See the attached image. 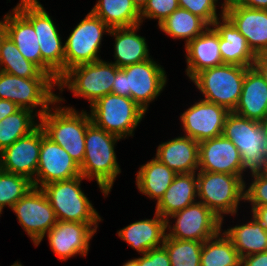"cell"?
<instances>
[{
    "mask_svg": "<svg viewBox=\"0 0 267 266\" xmlns=\"http://www.w3.org/2000/svg\"><path fill=\"white\" fill-rule=\"evenodd\" d=\"M41 148V126L0 152L1 170L34 182Z\"/></svg>",
    "mask_w": 267,
    "mask_h": 266,
    "instance_id": "18",
    "label": "cell"
},
{
    "mask_svg": "<svg viewBox=\"0 0 267 266\" xmlns=\"http://www.w3.org/2000/svg\"><path fill=\"white\" fill-rule=\"evenodd\" d=\"M97 228L98 225L88 223L57 221L46 234L54 254L60 261H66L76 255L87 256Z\"/></svg>",
    "mask_w": 267,
    "mask_h": 266,
    "instance_id": "17",
    "label": "cell"
},
{
    "mask_svg": "<svg viewBox=\"0 0 267 266\" xmlns=\"http://www.w3.org/2000/svg\"><path fill=\"white\" fill-rule=\"evenodd\" d=\"M151 219L138 220L117 231L118 237L139 254L163 246L166 236V219L157 212Z\"/></svg>",
    "mask_w": 267,
    "mask_h": 266,
    "instance_id": "25",
    "label": "cell"
},
{
    "mask_svg": "<svg viewBox=\"0 0 267 266\" xmlns=\"http://www.w3.org/2000/svg\"><path fill=\"white\" fill-rule=\"evenodd\" d=\"M251 212V215L257 219L267 231V206H256Z\"/></svg>",
    "mask_w": 267,
    "mask_h": 266,
    "instance_id": "44",
    "label": "cell"
},
{
    "mask_svg": "<svg viewBox=\"0 0 267 266\" xmlns=\"http://www.w3.org/2000/svg\"><path fill=\"white\" fill-rule=\"evenodd\" d=\"M0 71L20 78H52L28 61L9 37L0 49Z\"/></svg>",
    "mask_w": 267,
    "mask_h": 266,
    "instance_id": "35",
    "label": "cell"
},
{
    "mask_svg": "<svg viewBox=\"0 0 267 266\" xmlns=\"http://www.w3.org/2000/svg\"><path fill=\"white\" fill-rule=\"evenodd\" d=\"M233 113L259 122L267 117V82L254 66L246 70L242 92Z\"/></svg>",
    "mask_w": 267,
    "mask_h": 266,
    "instance_id": "23",
    "label": "cell"
},
{
    "mask_svg": "<svg viewBox=\"0 0 267 266\" xmlns=\"http://www.w3.org/2000/svg\"><path fill=\"white\" fill-rule=\"evenodd\" d=\"M170 218L176 220L173 226ZM166 231L171 238L204 242L223 231L222 220L202 202L196 201L167 217Z\"/></svg>",
    "mask_w": 267,
    "mask_h": 266,
    "instance_id": "13",
    "label": "cell"
},
{
    "mask_svg": "<svg viewBox=\"0 0 267 266\" xmlns=\"http://www.w3.org/2000/svg\"><path fill=\"white\" fill-rule=\"evenodd\" d=\"M222 135L230 139L241 154V178L246 170L250 175L263 173L267 163V137L261 122L230 112Z\"/></svg>",
    "mask_w": 267,
    "mask_h": 266,
    "instance_id": "5",
    "label": "cell"
},
{
    "mask_svg": "<svg viewBox=\"0 0 267 266\" xmlns=\"http://www.w3.org/2000/svg\"><path fill=\"white\" fill-rule=\"evenodd\" d=\"M224 15L245 37L255 55L267 52V10L233 6Z\"/></svg>",
    "mask_w": 267,
    "mask_h": 266,
    "instance_id": "20",
    "label": "cell"
},
{
    "mask_svg": "<svg viewBox=\"0 0 267 266\" xmlns=\"http://www.w3.org/2000/svg\"><path fill=\"white\" fill-rule=\"evenodd\" d=\"M108 27L91 11L81 20L64 42V74L71 68L101 60L98 55L102 37L109 34Z\"/></svg>",
    "mask_w": 267,
    "mask_h": 266,
    "instance_id": "12",
    "label": "cell"
},
{
    "mask_svg": "<svg viewBox=\"0 0 267 266\" xmlns=\"http://www.w3.org/2000/svg\"><path fill=\"white\" fill-rule=\"evenodd\" d=\"M229 113L226 108L204 99L195 102L180 115L184 136L197 142L221 136Z\"/></svg>",
    "mask_w": 267,
    "mask_h": 266,
    "instance_id": "16",
    "label": "cell"
},
{
    "mask_svg": "<svg viewBox=\"0 0 267 266\" xmlns=\"http://www.w3.org/2000/svg\"><path fill=\"white\" fill-rule=\"evenodd\" d=\"M91 12L111 29L142 24L132 0H98Z\"/></svg>",
    "mask_w": 267,
    "mask_h": 266,
    "instance_id": "31",
    "label": "cell"
},
{
    "mask_svg": "<svg viewBox=\"0 0 267 266\" xmlns=\"http://www.w3.org/2000/svg\"><path fill=\"white\" fill-rule=\"evenodd\" d=\"M120 139L122 138L106 132L93 123L86 129L85 157L80 172L85 179L91 181L95 178L105 198L121 173L114 149Z\"/></svg>",
    "mask_w": 267,
    "mask_h": 266,
    "instance_id": "2",
    "label": "cell"
},
{
    "mask_svg": "<svg viewBox=\"0 0 267 266\" xmlns=\"http://www.w3.org/2000/svg\"><path fill=\"white\" fill-rule=\"evenodd\" d=\"M262 174H263L265 177H267V163H266L265 169H264V171H263Z\"/></svg>",
    "mask_w": 267,
    "mask_h": 266,
    "instance_id": "52",
    "label": "cell"
},
{
    "mask_svg": "<svg viewBox=\"0 0 267 266\" xmlns=\"http://www.w3.org/2000/svg\"><path fill=\"white\" fill-rule=\"evenodd\" d=\"M62 101H65L64 98L58 94L54 107L51 106L37 122H40L45 135L59 144L81 166L85 157L86 129L92 123L91 118L86 110L78 112L70 106H59Z\"/></svg>",
    "mask_w": 267,
    "mask_h": 266,
    "instance_id": "1",
    "label": "cell"
},
{
    "mask_svg": "<svg viewBox=\"0 0 267 266\" xmlns=\"http://www.w3.org/2000/svg\"><path fill=\"white\" fill-rule=\"evenodd\" d=\"M264 129H265V132H266V137H267V117L261 122Z\"/></svg>",
    "mask_w": 267,
    "mask_h": 266,
    "instance_id": "51",
    "label": "cell"
},
{
    "mask_svg": "<svg viewBox=\"0 0 267 266\" xmlns=\"http://www.w3.org/2000/svg\"><path fill=\"white\" fill-rule=\"evenodd\" d=\"M178 8V0H147L140 11L141 23L147 18L156 19L159 25Z\"/></svg>",
    "mask_w": 267,
    "mask_h": 266,
    "instance_id": "38",
    "label": "cell"
},
{
    "mask_svg": "<svg viewBox=\"0 0 267 266\" xmlns=\"http://www.w3.org/2000/svg\"><path fill=\"white\" fill-rule=\"evenodd\" d=\"M35 117L39 116L26 108H19L15 113L0 121V152L18 139L27 136L40 124Z\"/></svg>",
    "mask_w": 267,
    "mask_h": 266,
    "instance_id": "34",
    "label": "cell"
},
{
    "mask_svg": "<svg viewBox=\"0 0 267 266\" xmlns=\"http://www.w3.org/2000/svg\"><path fill=\"white\" fill-rule=\"evenodd\" d=\"M15 8L33 25L41 52V71L57 83L64 75L65 47L59 30L38 0H20Z\"/></svg>",
    "mask_w": 267,
    "mask_h": 266,
    "instance_id": "3",
    "label": "cell"
},
{
    "mask_svg": "<svg viewBox=\"0 0 267 266\" xmlns=\"http://www.w3.org/2000/svg\"><path fill=\"white\" fill-rule=\"evenodd\" d=\"M197 197V173L176 174L163 197L156 203L155 212L167 219L171 214L198 201Z\"/></svg>",
    "mask_w": 267,
    "mask_h": 266,
    "instance_id": "27",
    "label": "cell"
},
{
    "mask_svg": "<svg viewBox=\"0 0 267 266\" xmlns=\"http://www.w3.org/2000/svg\"><path fill=\"white\" fill-rule=\"evenodd\" d=\"M241 154L223 135L199 142L198 171L216 172L241 177Z\"/></svg>",
    "mask_w": 267,
    "mask_h": 266,
    "instance_id": "19",
    "label": "cell"
},
{
    "mask_svg": "<svg viewBox=\"0 0 267 266\" xmlns=\"http://www.w3.org/2000/svg\"><path fill=\"white\" fill-rule=\"evenodd\" d=\"M134 259L138 266H171L168 252L164 246L153 248L142 254L141 257Z\"/></svg>",
    "mask_w": 267,
    "mask_h": 266,
    "instance_id": "41",
    "label": "cell"
},
{
    "mask_svg": "<svg viewBox=\"0 0 267 266\" xmlns=\"http://www.w3.org/2000/svg\"><path fill=\"white\" fill-rule=\"evenodd\" d=\"M11 266H23L20 262L16 261L15 263H13Z\"/></svg>",
    "mask_w": 267,
    "mask_h": 266,
    "instance_id": "53",
    "label": "cell"
},
{
    "mask_svg": "<svg viewBox=\"0 0 267 266\" xmlns=\"http://www.w3.org/2000/svg\"><path fill=\"white\" fill-rule=\"evenodd\" d=\"M166 83L164 68L151 58L119 68L111 93L131 98L147 112L149 104L160 95Z\"/></svg>",
    "mask_w": 267,
    "mask_h": 266,
    "instance_id": "4",
    "label": "cell"
},
{
    "mask_svg": "<svg viewBox=\"0 0 267 266\" xmlns=\"http://www.w3.org/2000/svg\"><path fill=\"white\" fill-rule=\"evenodd\" d=\"M82 175L70 180L52 182L41 187L54 209L58 221L98 225L99 213L81 189Z\"/></svg>",
    "mask_w": 267,
    "mask_h": 266,
    "instance_id": "7",
    "label": "cell"
},
{
    "mask_svg": "<svg viewBox=\"0 0 267 266\" xmlns=\"http://www.w3.org/2000/svg\"><path fill=\"white\" fill-rule=\"evenodd\" d=\"M185 51L186 75L190 80L205 69L224 64L219 49V33L213 26L191 40Z\"/></svg>",
    "mask_w": 267,
    "mask_h": 266,
    "instance_id": "21",
    "label": "cell"
},
{
    "mask_svg": "<svg viewBox=\"0 0 267 266\" xmlns=\"http://www.w3.org/2000/svg\"><path fill=\"white\" fill-rule=\"evenodd\" d=\"M209 26L205 20L181 7L158 25L161 31L173 39H184V46L203 33Z\"/></svg>",
    "mask_w": 267,
    "mask_h": 266,
    "instance_id": "32",
    "label": "cell"
},
{
    "mask_svg": "<svg viewBox=\"0 0 267 266\" xmlns=\"http://www.w3.org/2000/svg\"><path fill=\"white\" fill-rule=\"evenodd\" d=\"M163 246L168 252L171 266H200L203 242L178 240L166 235Z\"/></svg>",
    "mask_w": 267,
    "mask_h": 266,
    "instance_id": "36",
    "label": "cell"
},
{
    "mask_svg": "<svg viewBox=\"0 0 267 266\" xmlns=\"http://www.w3.org/2000/svg\"><path fill=\"white\" fill-rule=\"evenodd\" d=\"M8 37L7 25H6V14L3 20L0 21V49L2 48L3 42Z\"/></svg>",
    "mask_w": 267,
    "mask_h": 266,
    "instance_id": "47",
    "label": "cell"
},
{
    "mask_svg": "<svg viewBox=\"0 0 267 266\" xmlns=\"http://www.w3.org/2000/svg\"><path fill=\"white\" fill-rule=\"evenodd\" d=\"M253 181L249 186H246L244 190V202L251 203V210L256 206H267V177L262 173L251 176Z\"/></svg>",
    "mask_w": 267,
    "mask_h": 266,
    "instance_id": "40",
    "label": "cell"
},
{
    "mask_svg": "<svg viewBox=\"0 0 267 266\" xmlns=\"http://www.w3.org/2000/svg\"><path fill=\"white\" fill-rule=\"evenodd\" d=\"M33 187L28 178L0 170V211L6 206L11 209Z\"/></svg>",
    "mask_w": 267,
    "mask_h": 266,
    "instance_id": "37",
    "label": "cell"
},
{
    "mask_svg": "<svg viewBox=\"0 0 267 266\" xmlns=\"http://www.w3.org/2000/svg\"><path fill=\"white\" fill-rule=\"evenodd\" d=\"M56 86L53 78H20L0 71V99L33 112L39 106L35 110L39 118L58 100L53 90Z\"/></svg>",
    "mask_w": 267,
    "mask_h": 266,
    "instance_id": "11",
    "label": "cell"
},
{
    "mask_svg": "<svg viewBox=\"0 0 267 266\" xmlns=\"http://www.w3.org/2000/svg\"><path fill=\"white\" fill-rule=\"evenodd\" d=\"M20 107L10 100L0 99V121L15 113Z\"/></svg>",
    "mask_w": 267,
    "mask_h": 266,
    "instance_id": "43",
    "label": "cell"
},
{
    "mask_svg": "<svg viewBox=\"0 0 267 266\" xmlns=\"http://www.w3.org/2000/svg\"><path fill=\"white\" fill-rule=\"evenodd\" d=\"M245 181L238 175L197 171L198 199L218 218L236 216L240 202L244 201Z\"/></svg>",
    "mask_w": 267,
    "mask_h": 266,
    "instance_id": "6",
    "label": "cell"
},
{
    "mask_svg": "<svg viewBox=\"0 0 267 266\" xmlns=\"http://www.w3.org/2000/svg\"><path fill=\"white\" fill-rule=\"evenodd\" d=\"M218 0H178L179 7L190 11L205 20L210 26L218 18L217 14V4Z\"/></svg>",
    "mask_w": 267,
    "mask_h": 266,
    "instance_id": "39",
    "label": "cell"
},
{
    "mask_svg": "<svg viewBox=\"0 0 267 266\" xmlns=\"http://www.w3.org/2000/svg\"><path fill=\"white\" fill-rule=\"evenodd\" d=\"M254 67L261 73L267 82V52L256 55Z\"/></svg>",
    "mask_w": 267,
    "mask_h": 266,
    "instance_id": "45",
    "label": "cell"
},
{
    "mask_svg": "<svg viewBox=\"0 0 267 266\" xmlns=\"http://www.w3.org/2000/svg\"><path fill=\"white\" fill-rule=\"evenodd\" d=\"M176 174L154 157L140 166L136 175V185L142 195L155 199L158 203L173 182Z\"/></svg>",
    "mask_w": 267,
    "mask_h": 266,
    "instance_id": "29",
    "label": "cell"
},
{
    "mask_svg": "<svg viewBox=\"0 0 267 266\" xmlns=\"http://www.w3.org/2000/svg\"><path fill=\"white\" fill-rule=\"evenodd\" d=\"M200 266H241V257L231 240L220 231L203 242Z\"/></svg>",
    "mask_w": 267,
    "mask_h": 266,
    "instance_id": "33",
    "label": "cell"
},
{
    "mask_svg": "<svg viewBox=\"0 0 267 266\" xmlns=\"http://www.w3.org/2000/svg\"><path fill=\"white\" fill-rule=\"evenodd\" d=\"M155 158L177 174L197 172L199 142L184 135L175 137L158 145Z\"/></svg>",
    "mask_w": 267,
    "mask_h": 266,
    "instance_id": "22",
    "label": "cell"
},
{
    "mask_svg": "<svg viewBox=\"0 0 267 266\" xmlns=\"http://www.w3.org/2000/svg\"><path fill=\"white\" fill-rule=\"evenodd\" d=\"M248 68L224 63L199 72L191 81L203 94L204 100L233 112L239 101Z\"/></svg>",
    "mask_w": 267,
    "mask_h": 266,
    "instance_id": "8",
    "label": "cell"
},
{
    "mask_svg": "<svg viewBox=\"0 0 267 266\" xmlns=\"http://www.w3.org/2000/svg\"><path fill=\"white\" fill-rule=\"evenodd\" d=\"M132 1L139 11H141L144 8L145 4L147 3V0H132Z\"/></svg>",
    "mask_w": 267,
    "mask_h": 266,
    "instance_id": "49",
    "label": "cell"
},
{
    "mask_svg": "<svg viewBox=\"0 0 267 266\" xmlns=\"http://www.w3.org/2000/svg\"><path fill=\"white\" fill-rule=\"evenodd\" d=\"M241 266H267V251L242 257Z\"/></svg>",
    "mask_w": 267,
    "mask_h": 266,
    "instance_id": "42",
    "label": "cell"
},
{
    "mask_svg": "<svg viewBox=\"0 0 267 266\" xmlns=\"http://www.w3.org/2000/svg\"><path fill=\"white\" fill-rule=\"evenodd\" d=\"M221 20L217 19L213 27L219 33V49L223 63L253 67L256 55L248 47L245 37L236 29L221 9Z\"/></svg>",
    "mask_w": 267,
    "mask_h": 266,
    "instance_id": "24",
    "label": "cell"
},
{
    "mask_svg": "<svg viewBox=\"0 0 267 266\" xmlns=\"http://www.w3.org/2000/svg\"><path fill=\"white\" fill-rule=\"evenodd\" d=\"M11 210L36 247L58 221L47 196L38 187L30 189Z\"/></svg>",
    "mask_w": 267,
    "mask_h": 266,
    "instance_id": "14",
    "label": "cell"
},
{
    "mask_svg": "<svg viewBox=\"0 0 267 266\" xmlns=\"http://www.w3.org/2000/svg\"><path fill=\"white\" fill-rule=\"evenodd\" d=\"M243 7L267 10V0H243Z\"/></svg>",
    "mask_w": 267,
    "mask_h": 266,
    "instance_id": "46",
    "label": "cell"
},
{
    "mask_svg": "<svg viewBox=\"0 0 267 266\" xmlns=\"http://www.w3.org/2000/svg\"><path fill=\"white\" fill-rule=\"evenodd\" d=\"M8 37L41 70V52L33 25L14 7L6 14Z\"/></svg>",
    "mask_w": 267,
    "mask_h": 266,
    "instance_id": "28",
    "label": "cell"
},
{
    "mask_svg": "<svg viewBox=\"0 0 267 266\" xmlns=\"http://www.w3.org/2000/svg\"><path fill=\"white\" fill-rule=\"evenodd\" d=\"M91 122L122 139L133 132L144 118L145 111L131 98L109 93L90 105Z\"/></svg>",
    "mask_w": 267,
    "mask_h": 266,
    "instance_id": "9",
    "label": "cell"
},
{
    "mask_svg": "<svg viewBox=\"0 0 267 266\" xmlns=\"http://www.w3.org/2000/svg\"><path fill=\"white\" fill-rule=\"evenodd\" d=\"M81 176L80 166L59 145L45 135L41 127V148L33 186L41 188L52 182Z\"/></svg>",
    "mask_w": 267,
    "mask_h": 266,
    "instance_id": "15",
    "label": "cell"
},
{
    "mask_svg": "<svg viewBox=\"0 0 267 266\" xmlns=\"http://www.w3.org/2000/svg\"><path fill=\"white\" fill-rule=\"evenodd\" d=\"M240 257L266 252L267 231L253 216L248 223L224 230Z\"/></svg>",
    "mask_w": 267,
    "mask_h": 266,
    "instance_id": "30",
    "label": "cell"
},
{
    "mask_svg": "<svg viewBox=\"0 0 267 266\" xmlns=\"http://www.w3.org/2000/svg\"><path fill=\"white\" fill-rule=\"evenodd\" d=\"M233 6H243V0H224V2L221 4L223 11H226Z\"/></svg>",
    "mask_w": 267,
    "mask_h": 266,
    "instance_id": "48",
    "label": "cell"
},
{
    "mask_svg": "<svg viewBox=\"0 0 267 266\" xmlns=\"http://www.w3.org/2000/svg\"><path fill=\"white\" fill-rule=\"evenodd\" d=\"M140 25L112 28L110 30L108 35L115 38L113 56L115 62L112 63L117 67L123 68L152 58L149 56V46L146 38L137 34Z\"/></svg>",
    "mask_w": 267,
    "mask_h": 266,
    "instance_id": "26",
    "label": "cell"
},
{
    "mask_svg": "<svg viewBox=\"0 0 267 266\" xmlns=\"http://www.w3.org/2000/svg\"><path fill=\"white\" fill-rule=\"evenodd\" d=\"M122 266H138V264L135 259H131L125 262Z\"/></svg>",
    "mask_w": 267,
    "mask_h": 266,
    "instance_id": "50",
    "label": "cell"
},
{
    "mask_svg": "<svg viewBox=\"0 0 267 266\" xmlns=\"http://www.w3.org/2000/svg\"><path fill=\"white\" fill-rule=\"evenodd\" d=\"M119 69L104 60L81 64L68 70L57 83L59 91L68 88L75 97H82L92 105L96 100L111 93Z\"/></svg>",
    "mask_w": 267,
    "mask_h": 266,
    "instance_id": "10",
    "label": "cell"
}]
</instances>
